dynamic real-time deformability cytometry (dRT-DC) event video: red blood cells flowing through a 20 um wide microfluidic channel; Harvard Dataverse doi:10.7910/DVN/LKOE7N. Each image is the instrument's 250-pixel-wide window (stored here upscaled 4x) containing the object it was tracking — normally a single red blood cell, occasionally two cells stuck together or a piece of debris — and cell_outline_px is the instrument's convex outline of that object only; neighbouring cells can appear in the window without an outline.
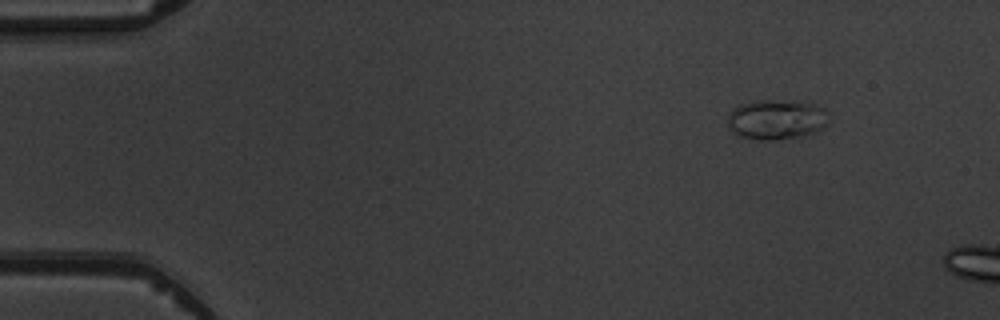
{"species": "common noctule bat (a hibernating species)", "species_latin": "Nyctalus noctula", "temperature_condition": "warm", "stored_images_in_passage": 3, "camera_frame_rate_fps": 3000, "um_per_image_px": 0.085, "animal": {"sex": "male", "body_mass_g": 19.5, "forearm_length_mm": 54.6}, "frame": {"image": 1, "passage_image": 3, "time_ms": 2.333, "image_size_px": [1000, 320], "cell_outline_px": [[828, 124], [824, 128], [816, 132], [804, 136], [768, 140], [760, 140], [736, 136], [728, 124], [728, 112], [740, 104], [764, 100], [804, 100], [816, 104], [824, 108], [828, 112]], "centroid_in_image_um": [66.05, 10.14], "position_along_channel_um": 18.9, "area_um2": 24.1}}